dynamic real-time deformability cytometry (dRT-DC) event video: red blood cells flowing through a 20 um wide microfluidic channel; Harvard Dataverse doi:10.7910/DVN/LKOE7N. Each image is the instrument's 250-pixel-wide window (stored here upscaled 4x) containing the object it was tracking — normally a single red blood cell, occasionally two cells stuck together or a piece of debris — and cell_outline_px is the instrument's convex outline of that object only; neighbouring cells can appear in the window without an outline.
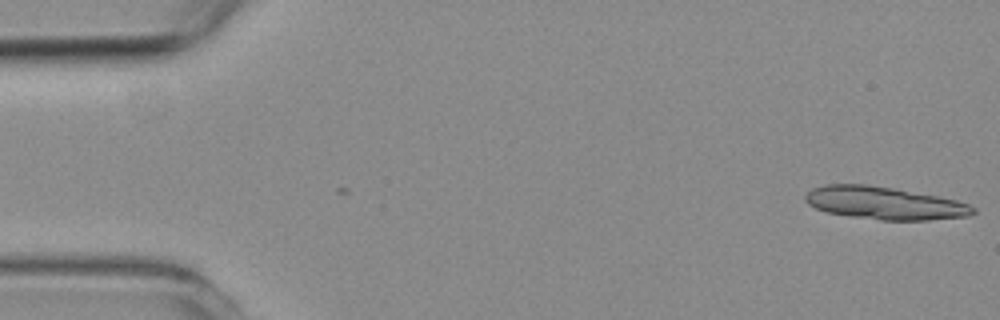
{"species": "common noctule bat (a hibernating species)", "species_latin": "Nyctalus noctula", "temperature_condition": "room temperature", "stored_images_in_passage": 14, "camera_frame_rate_fps": 3000, "um_per_image_px": 0.085, "animal": {"sex": "female", "body_mass_g": 19.3, "forearm_length_mm": 54.1}, "frame": {"image": 1, "passage_image": 1, "time_ms": 0.0, "image_size_px": [1000, 320], "cell_outline_px": [[976, 212], [968, 216], [928, 220], [880, 220], [852, 216], [828, 212], [816, 208], [808, 204], [804, 200], [804, 196], [812, 188], [824, 184], [864, 184], [892, 188], [936, 196], [956, 200], [968, 204], [976, 208]], "centroid_in_image_um": [75.16, 17.26], "position_along_channel_um": 9.8, "area_um2": 31.73}}